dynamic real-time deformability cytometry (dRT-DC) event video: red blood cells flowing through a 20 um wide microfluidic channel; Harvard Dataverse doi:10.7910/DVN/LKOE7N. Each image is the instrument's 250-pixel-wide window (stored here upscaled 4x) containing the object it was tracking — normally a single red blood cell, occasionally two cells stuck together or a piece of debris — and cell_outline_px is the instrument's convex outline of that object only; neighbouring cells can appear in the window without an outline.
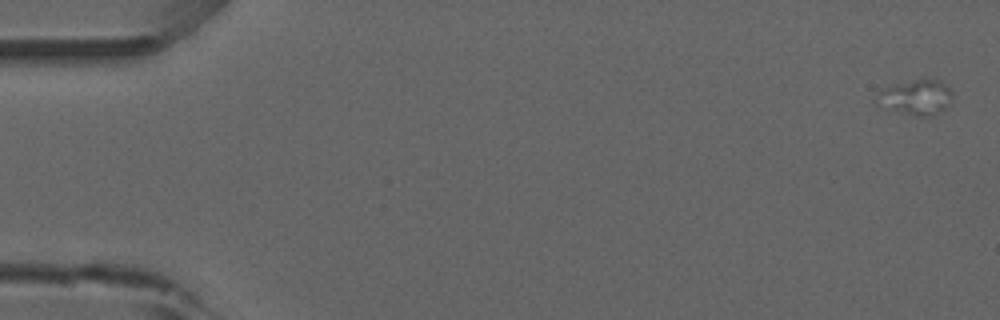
{"species": "common noctule bat (a hibernating species)", "species_latin": "Nyctalus noctula", "temperature_condition": "room temperature", "stored_images_in_passage": 8, "camera_frame_rate_fps": 3000, "um_per_image_px": 0.085, "animal": {"sex": "male", "forearm_length_mm": 52.5}, "frame": {"image": 1, "passage_image": 1, "time_ms": 0.0, "image_size_px": [1000, 320], "cell_outline_px": [[952, 100], [944, 108], [936, 112], [924, 116], [916, 116], [876, 104], [872, 100], [884, 88], [916, 80], [940, 80], [952, 92]], "centroid_in_image_um": [77.84, 8.27], "position_along_channel_um": 7.2, "area_um2": 14.8}}